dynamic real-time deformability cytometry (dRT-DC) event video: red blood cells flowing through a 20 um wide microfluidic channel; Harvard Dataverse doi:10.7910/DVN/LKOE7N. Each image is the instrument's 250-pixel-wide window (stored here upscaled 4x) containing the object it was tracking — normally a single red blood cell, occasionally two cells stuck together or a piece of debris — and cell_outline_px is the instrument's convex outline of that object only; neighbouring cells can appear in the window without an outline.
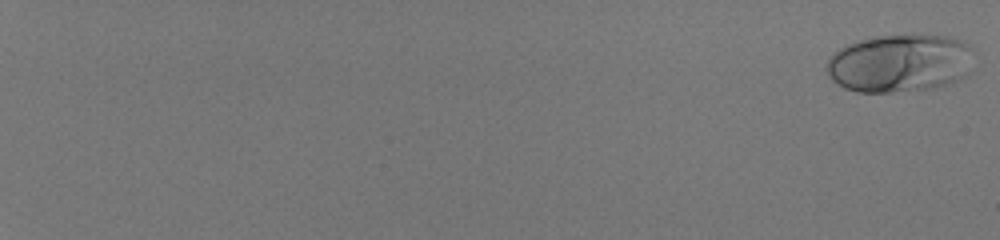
{"species": "human", "species_latin": "Homo sapiens", "temperature_condition": "room temperature", "stored_images_in_passage": 56, "camera_frame_rate_fps": 3000, "um_per_image_px": 0.085, "donor": {"sex": "male"}, "frame": {"image": 1, "passage_image": 1, "time_ms": 0.0, "image_size_px": [1000, 240], "cell_outline_px": [[972, 48], [968, 72], [964, 76], [956, 80], [932, 88], [892, 92], [856, 92], [844, 88], [832, 80], [828, 72], [828, 60], [832, 52], [848, 44], [860, 40], [876, 36], [948, 36], [960, 40], [968, 44]], "centroid_in_image_um": [76.44, 5.38], "position_along_channel_um": 8.6, "area_um2": 49.19}}
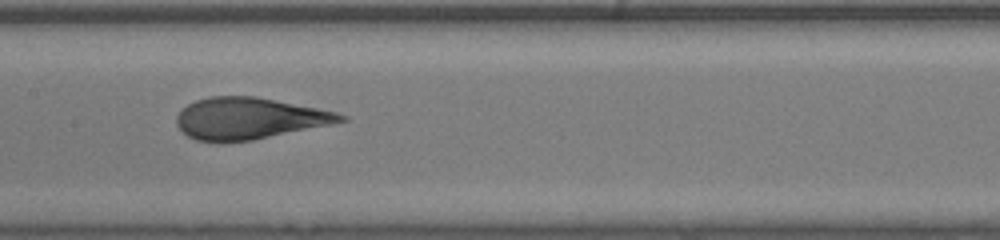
{"frame": {"image": 2, "passage_image": 35, "time_ms": 11.333, "image_size_px": [1000, 240], "cell_outline_px": [[348, 120], [332, 124], [252, 140], [220, 144], [196, 140], [188, 136], [176, 124], [176, 116], [188, 104], [196, 100], [208, 96], [256, 96], [336, 112], [348, 116]], "centroid_in_image_um": [21.15, 10.08], "position_along_channel_um": 186.3, "area_um2": 39.88}}
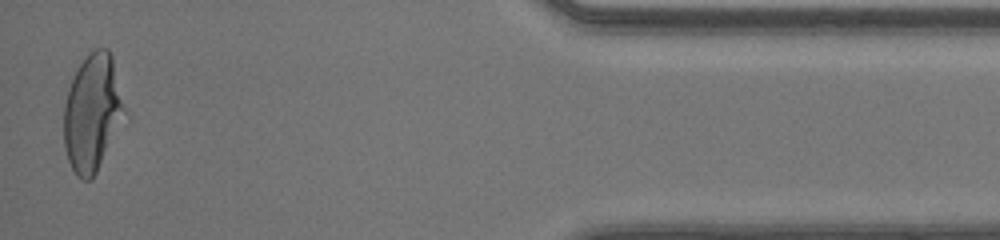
{"frame": {"image": 3, "passage_image": 56, "time_ms": 18.333, "image_size_px": [1000, 240], "cell_outline_px": [[124, 108], [96, 172], [92, 180], [80, 180], [76, 176], [68, 160], [64, 148], [64, 104], [68, 88], [80, 64], [96, 48], [108, 48], [112, 56]], "centroid_in_image_um": [7.77, 9.58], "position_along_channel_um": 427.4, "area_um2": 39.71}, "authors_computed_cell_mechanics": {"area_um2": 41.0091, "velocity_mm_per_s": 4.1421, "shape_relaxation_time_tau1_ms": 5.4201, "shape_relaxation_time_tau2_ms": null, "deformation_change_tau1": 0.2284, "deformation_change_tau2": null}}